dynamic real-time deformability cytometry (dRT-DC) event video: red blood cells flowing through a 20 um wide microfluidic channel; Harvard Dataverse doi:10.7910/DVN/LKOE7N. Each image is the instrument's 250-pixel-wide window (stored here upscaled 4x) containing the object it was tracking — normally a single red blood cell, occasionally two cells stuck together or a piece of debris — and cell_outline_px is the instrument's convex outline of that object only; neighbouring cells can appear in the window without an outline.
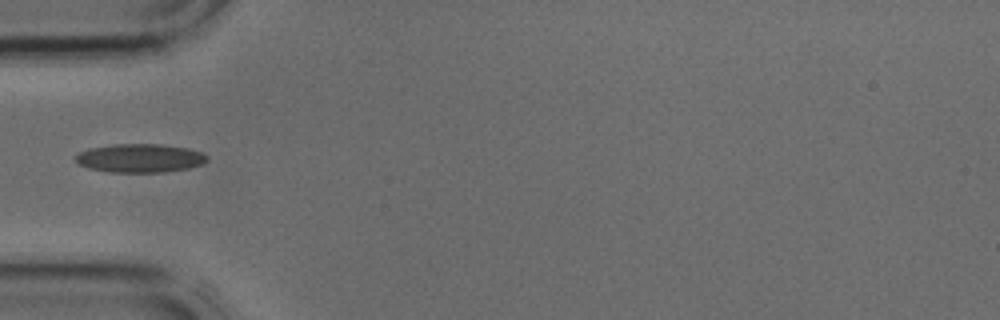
{"species": "common noctule bat (a hibernating species)", "species_latin": "Nyctalus noctula", "temperature_condition": "cold", "stored_images_in_passage": 3, "camera_frame_rate_fps": 3000, "um_per_image_px": 0.085, "animal": {"sex": "male", "body_mass_g": 17.9, "forearm_length_mm": 54.2}, "frame": {"image": 1, "passage_image": 3, "time_ms": 0.667, "image_size_px": [1000, 320], "cell_outline_px": [[208, 160], [204, 164], [188, 168], [164, 172], [108, 172], [88, 168], [80, 164], [72, 156], [88, 148], [112, 144], [160, 144], [188, 148], [200, 152], [208, 156]], "centroid_in_image_um": [11.88, 13.44], "position_along_channel_um": 73.1, "area_um2": 22.08}}